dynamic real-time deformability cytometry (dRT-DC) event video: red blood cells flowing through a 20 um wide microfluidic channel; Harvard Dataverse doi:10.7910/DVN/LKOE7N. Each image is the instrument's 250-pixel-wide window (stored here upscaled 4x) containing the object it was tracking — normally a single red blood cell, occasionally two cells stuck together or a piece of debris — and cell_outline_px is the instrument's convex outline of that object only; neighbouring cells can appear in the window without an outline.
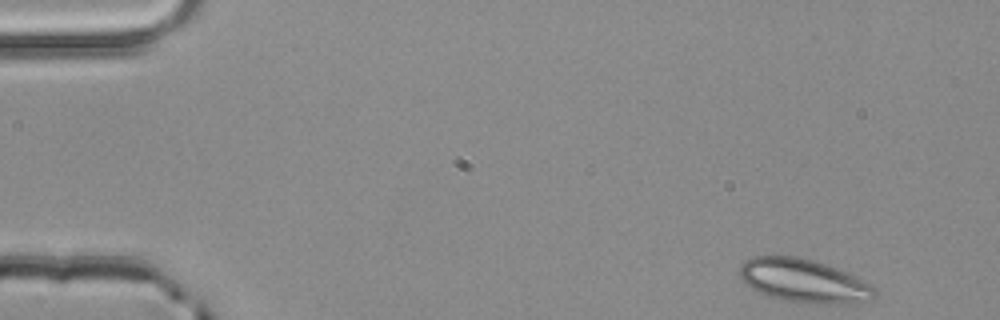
{"species": "common noctule bat (a hibernating species)", "species_latin": "Nyctalus noctula", "temperature_condition": "room temperature", "stored_images_in_passage": 3, "camera_frame_rate_fps": 3000, "um_per_image_px": 0.085, "animal": {"sex": "male", "body_mass_g": 20.4}, "frame": {"image": 1, "passage_image": 1, "time_ms": 0.0, "image_size_px": [1000, 320], "cell_outline_px": [[876, 296], [872, 300], [852, 304], [804, 304], [784, 300], [768, 296], [744, 284], [740, 280], [740, 264], [744, 260], [752, 256], [796, 256], [812, 260], [848, 272], [856, 276], [868, 284], [876, 292]], "centroid_in_image_um": [68.3, 23.89], "position_along_channel_um": 16.7, "area_um2": 34.56}}